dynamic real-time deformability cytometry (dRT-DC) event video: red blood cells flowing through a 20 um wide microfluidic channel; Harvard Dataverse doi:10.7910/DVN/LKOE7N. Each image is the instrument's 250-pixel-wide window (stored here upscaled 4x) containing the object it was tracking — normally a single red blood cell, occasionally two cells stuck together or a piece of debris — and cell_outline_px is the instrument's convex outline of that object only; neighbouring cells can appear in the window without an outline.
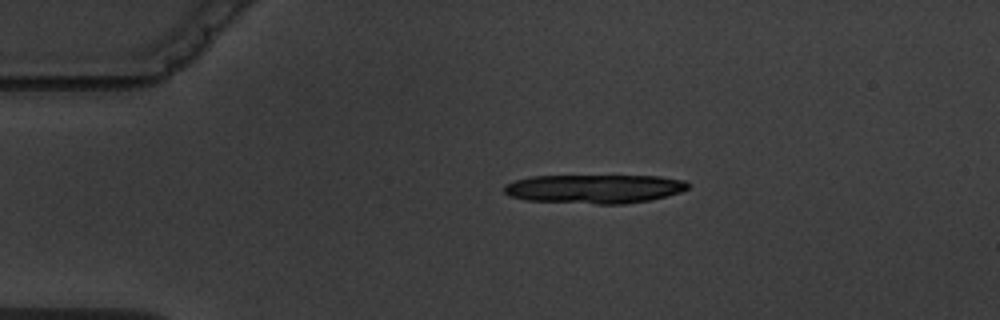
{"species": "common noctule bat (a hibernating species)", "species_latin": "Nyctalus noctula", "temperature_condition": "warm", "stored_images_in_passage": 9, "camera_frame_rate_fps": 3000, "um_per_image_px": 0.085, "animal": {"sex": "male", "body_mass_g": 19.5, "forearm_length_mm": 54.6}, "frame": {"image": 1, "passage_image": 1, "time_ms": 0.0, "image_size_px": [1000, 320], "cell_outline_px": [[688, 188], [680, 192], [652, 200], [624, 204], [596, 204], [524, 200], [508, 196], [504, 192], [504, 184], [516, 180], [532, 176], [660, 176], [684, 180], [688, 184]], "centroid_in_image_um": [50.51, 16.05], "position_along_channel_um": 34.5, "area_um2": 31.1}}
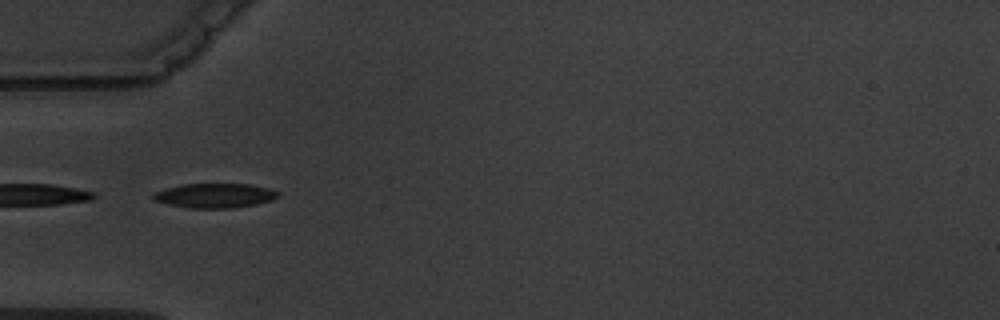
{"frame": {"image": 2, "passage_image": 3, "time_ms": 2.333, "image_size_px": [1000, 320], "cell_outline_px": [[280, 196], [272, 200], [256, 204], [232, 208], [188, 208], [168, 204], [156, 200], [152, 196], [156, 192], [168, 188], [184, 184], [248, 184], [268, 188], [280, 192]], "centroid_in_image_um": [18.32, 16.63], "position_along_channel_um": 66.7, "area_um2": 17.63}}
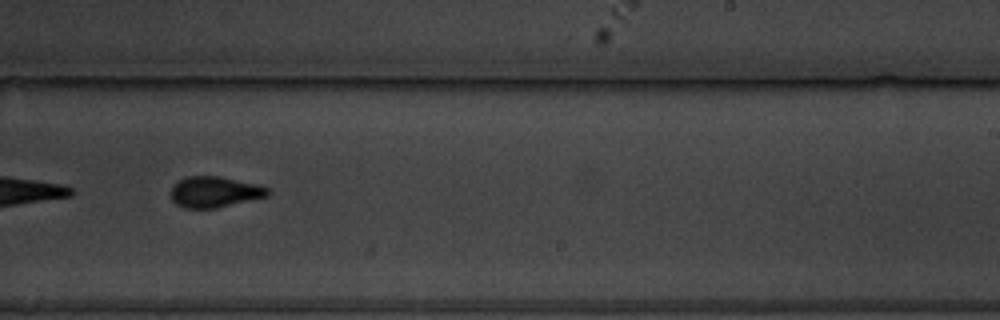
{"frame": {"image": 3, "passage_image": 8, "time_ms": 8.0, "image_size_px": [1000, 320], "cell_outline_px": [[272, 192], [268, 196], [216, 208], [184, 208], [176, 204], [172, 200], [168, 192], [172, 184], [184, 176], [220, 176], [256, 184], [268, 188]], "centroid_in_image_um": [18.18, 16.31], "position_along_channel_um": 270.8, "area_um2": 17.74}}